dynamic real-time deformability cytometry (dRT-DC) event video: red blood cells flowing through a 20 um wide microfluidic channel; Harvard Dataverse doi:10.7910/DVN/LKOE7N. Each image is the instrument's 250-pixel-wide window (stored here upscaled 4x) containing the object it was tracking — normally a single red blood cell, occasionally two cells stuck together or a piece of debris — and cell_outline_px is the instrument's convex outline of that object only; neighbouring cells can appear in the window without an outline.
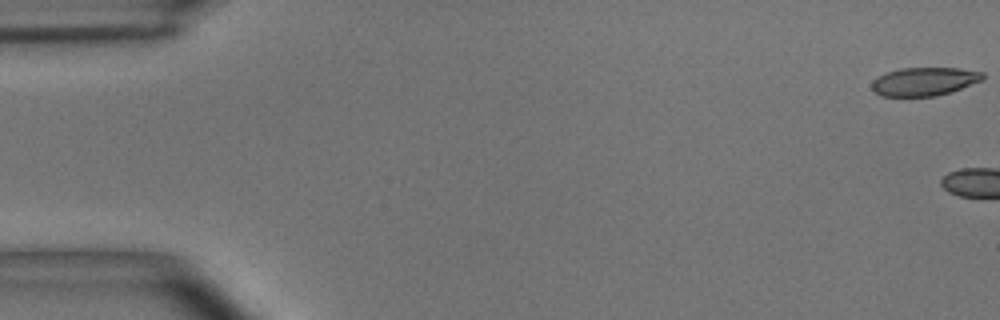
{"species": "common noctule bat (a hibernating species)", "species_latin": "Nyctalus noctula", "temperature_condition": "room temperature", "stored_images_in_passage": 4, "camera_frame_rate_fps": 3000, "um_per_image_px": 0.085, "animal": {"sex": "male", "body_mass_g": 15.6}, "frame": {"image": 1, "passage_image": 1, "time_ms": 0.0, "image_size_px": [1000, 320], "cell_outline_px": [[984, 80], [936, 96], [880, 96], [872, 88], [872, 80], [884, 72], [900, 68], [960, 68], [984, 72]], "centroid_in_image_um": [78.55, 6.91], "position_along_channel_um": 6.4, "area_um2": 18.38}}